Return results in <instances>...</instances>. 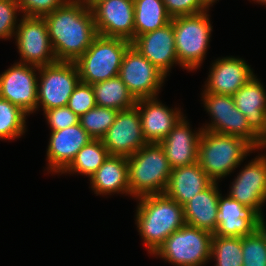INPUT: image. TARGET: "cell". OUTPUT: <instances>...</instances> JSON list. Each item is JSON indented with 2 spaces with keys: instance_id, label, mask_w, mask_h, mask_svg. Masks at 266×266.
<instances>
[{
  "instance_id": "cell-1",
  "label": "cell",
  "mask_w": 266,
  "mask_h": 266,
  "mask_svg": "<svg viewBox=\"0 0 266 266\" xmlns=\"http://www.w3.org/2000/svg\"><path fill=\"white\" fill-rule=\"evenodd\" d=\"M44 19L57 61L75 62L98 35L92 10L83 2L67 1Z\"/></svg>"
},
{
  "instance_id": "cell-2",
  "label": "cell",
  "mask_w": 266,
  "mask_h": 266,
  "mask_svg": "<svg viewBox=\"0 0 266 266\" xmlns=\"http://www.w3.org/2000/svg\"><path fill=\"white\" fill-rule=\"evenodd\" d=\"M136 225L148 253L151 255L185 223L183 207L165 194L136 198Z\"/></svg>"
},
{
  "instance_id": "cell-3",
  "label": "cell",
  "mask_w": 266,
  "mask_h": 266,
  "mask_svg": "<svg viewBox=\"0 0 266 266\" xmlns=\"http://www.w3.org/2000/svg\"><path fill=\"white\" fill-rule=\"evenodd\" d=\"M252 151L254 147L243 138L203 130L198 163L213 182H218L230 175Z\"/></svg>"
},
{
  "instance_id": "cell-4",
  "label": "cell",
  "mask_w": 266,
  "mask_h": 266,
  "mask_svg": "<svg viewBox=\"0 0 266 266\" xmlns=\"http://www.w3.org/2000/svg\"><path fill=\"white\" fill-rule=\"evenodd\" d=\"M130 196L164 194L172 168L159 143H147L127 157Z\"/></svg>"
},
{
  "instance_id": "cell-5",
  "label": "cell",
  "mask_w": 266,
  "mask_h": 266,
  "mask_svg": "<svg viewBox=\"0 0 266 266\" xmlns=\"http://www.w3.org/2000/svg\"><path fill=\"white\" fill-rule=\"evenodd\" d=\"M208 11L171 19L180 66L193 71L202 66L209 47L212 27Z\"/></svg>"
},
{
  "instance_id": "cell-6",
  "label": "cell",
  "mask_w": 266,
  "mask_h": 266,
  "mask_svg": "<svg viewBox=\"0 0 266 266\" xmlns=\"http://www.w3.org/2000/svg\"><path fill=\"white\" fill-rule=\"evenodd\" d=\"M131 45L122 38L97 35L75 64L80 82L94 84L119 75L123 55Z\"/></svg>"
},
{
  "instance_id": "cell-7",
  "label": "cell",
  "mask_w": 266,
  "mask_h": 266,
  "mask_svg": "<svg viewBox=\"0 0 266 266\" xmlns=\"http://www.w3.org/2000/svg\"><path fill=\"white\" fill-rule=\"evenodd\" d=\"M213 233L184 225L152 254L175 266H205L211 259Z\"/></svg>"
},
{
  "instance_id": "cell-8",
  "label": "cell",
  "mask_w": 266,
  "mask_h": 266,
  "mask_svg": "<svg viewBox=\"0 0 266 266\" xmlns=\"http://www.w3.org/2000/svg\"><path fill=\"white\" fill-rule=\"evenodd\" d=\"M38 75L37 109L42 108L43 111L67 106L80 82L75 62L57 61L39 67Z\"/></svg>"
},
{
  "instance_id": "cell-9",
  "label": "cell",
  "mask_w": 266,
  "mask_h": 266,
  "mask_svg": "<svg viewBox=\"0 0 266 266\" xmlns=\"http://www.w3.org/2000/svg\"><path fill=\"white\" fill-rule=\"evenodd\" d=\"M205 110L211 117V123H206L203 130L243 138L254 148L258 135L249 127L247 118L235 106L231 95L202 93Z\"/></svg>"
},
{
  "instance_id": "cell-10",
  "label": "cell",
  "mask_w": 266,
  "mask_h": 266,
  "mask_svg": "<svg viewBox=\"0 0 266 266\" xmlns=\"http://www.w3.org/2000/svg\"><path fill=\"white\" fill-rule=\"evenodd\" d=\"M21 63L42 67L57 62L44 17L24 16L15 32Z\"/></svg>"
},
{
  "instance_id": "cell-11",
  "label": "cell",
  "mask_w": 266,
  "mask_h": 266,
  "mask_svg": "<svg viewBox=\"0 0 266 266\" xmlns=\"http://www.w3.org/2000/svg\"><path fill=\"white\" fill-rule=\"evenodd\" d=\"M118 76L136 100L157 97L167 77L132 45L123 55Z\"/></svg>"
},
{
  "instance_id": "cell-12",
  "label": "cell",
  "mask_w": 266,
  "mask_h": 266,
  "mask_svg": "<svg viewBox=\"0 0 266 266\" xmlns=\"http://www.w3.org/2000/svg\"><path fill=\"white\" fill-rule=\"evenodd\" d=\"M37 71L39 67L14 63L0 74V97L18 106L27 115L34 113L37 110Z\"/></svg>"
},
{
  "instance_id": "cell-13",
  "label": "cell",
  "mask_w": 266,
  "mask_h": 266,
  "mask_svg": "<svg viewBox=\"0 0 266 266\" xmlns=\"http://www.w3.org/2000/svg\"><path fill=\"white\" fill-rule=\"evenodd\" d=\"M101 140L109 154L116 156L129 157L146 145L138 109L118 111L114 123Z\"/></svg>"
},
{
  "instance_id": "cell-14",
  "label": "cell",
  "mask_w": 266,
  "mask_h": 266,
  "mask_svg": "<svg viewBox=\"0 0 266 266\" xmlns=\"http://www.w3.org/2000/svg\"><path fill=\"white\" fill-rule=\"evenodd\" d=\"M91 10L98 35L134 40V0H106Z\"/></svg>"
},
{
  "instance_id": "cell-15",
  "label": "cell",
  "mask_w": 266,
  "mask_h": 266,
  "mask_svg": "<svg viewBox=\"0 0 266 266\" xmlns=\"http://www.w3.org/2000/svg\"><path fill=\"white\" fill-rule=\"evenodd\" d=\"M227 194L239 203L252 207L263 218L266 202V155L259 154L239 171Z\"/></svg>"
},
{
  "instance_id": "cell-16",
  "label": "cell",
  "mask_w": 266,
  "mask_h": 266,
  "mask_svg": "<svg viewBox=\"0 0 266 266\" xmlns=\"http://www.w3.org/2000/svg\"><path fill=\"white\" fill-rule=\"evenodd\" d=\"M265 223V219L252 207L245 206L228 195L223 197L220 194L218 227L214 235L242 238L253 234Z\"/></svg>"
},
{
  "instance_id": "cell-17",
  "label": "cell",
  "mask_w": 266,
  "mask_h": 266,
  "mask_svg": "<svg viewBox=\"0 0 266 266\" xmlns=\"http://www.w3.org/2000/svg\"><path fill=\"white\" fill-rule=\"evenodd\" d=\"M131 45L166 76L174 64H179L172 21L164 27L137 36Z\"/></svg>"
},
{
  "instance_id": "cell-18",
  "label": "cell",
  "mask_w": 266,
  "mask_h": 266,
  "mask_svg": "<svg viewBox=\"0 0 266 266\" xmlns=\"http://www.w3.org/2000/svg\"><path fill=\"white\" fill-rule=\"evenodd\" d=\"M92 139L80 122L62 130L51 131L46 152L48 172L61 174L74 160L78 151Z\"/></svg>"
},
{
  "instance_id": "cell-19",
  "label": "cell",
  "mask_w": 266,
  "mask_h": 266,
  "mask_svg": "<svg viewBox=\"0 0 266 266\" xmlns=\"http://www.w3.org/2000/svg\"><path fill=\"white\" fill-rule=\"evenodd\" d=\"M204 92L233 96L255 74L242 58L226 56L213 62Z\"/></svg>"
},
{
  "instance_id": "cell-20",
  "label": "cell",
  "mask_w": 266,
  "mask_h": 266,
  "mask_svg": "<svg viewBox=\"0 0 266 266\" xmlns=\"http://www.w3.org/2000/svg\"><path fill=\"white\" fill-rule=\"evenodd\" d=\"M157 98L138 99L135 105L147 143H160L184 116L181 108L166 107Z\"/></svg>"
},
{
  "instance_id": "cell-21",
  "label": "cell",
  "mask_w": 266,
  "mask_h": 266,
  "mask_svg": "<svg viewBox=\"0 0 266 266\" xmlns=\"http://www.w3.org/2000/svg\"><path fill=\"white\" fill-rule=\"evenodd\" d=\"M183 116L159 144L164 149L170 167L188 166L198 162V144L202 128L192 131Z\"/></svg>"
},
{
  "instance_id": "cell-22",
  "label": "cell",
  "mask_w": 266,
  "mask_h": 266,
  "mask_svg": "<svg viewBox=\"0 0 266 266\" xmlns=\"http://www.w3.org/2000/svg\"><path fill=\"white\" fill-rule=\"evenodd\" d=\"M218 182L196 194L183 206L186 225L207 230L214 234L218 227Z\"/></svg>"
},
{
  "instance_id": "cell-23",
  "label": "cell",
  "mask_w": 266,
  "mask_h": 266,
  "mask_svg": "<svg viewBox=\"0 0 266 266\" xmlns=\"http://www.w3.org/2000/svg\"><path fill=\"white\" fill-rule=\"evenodd\" d=\"M212 182L196 162L192 165L173 168L164 194L183 207Z\"/></svg>"
},
{
  "instance_id": "cell-24",
  "label": "cell",
  "mask_w": 266,
  "mask_h": 266,
  "mask_svg": "<svg viewBox=\"0 0 266 266\" xmlns=\"http://www.w3.org/2000/svg\"><path fill=\"white\" fill-rule=\"evenodd\" d=\"M257 76H253L234 95L235 106L246 116L249 127L259 135L266 121V91Z\"/></svg>"
},
{
  "instance_id": "cell-25",
  "label": "cell",
  "mask_w": 266,
  "mask_h": 266,
  "mask_svg": "<svg viewBox=\"0 0 266 266\" xmlns=\"http://www.w3.org/2000/svg\"><path fill=\"white\" fill-rule=\"evenodd\" d=\"M89 180L97 195H130L127 157L109 155Z\"/></svg>"
},
{
  "instance_id": "cell-26",
  "label": "cell",
  "mask_w": 266,
  "mask_h": 266,
  "mask_svg": "<svg viewBox=\"0 0 266 266\" xmlns=\"http://www.w3.org/2000/svg\"><path fill=\"white\" fill-rule=\"evenodd\" d=\"M97 106L117 111L135 107L137 100L119 76L92 84Z\"/></svg>"
},
{
  "instance_id": "cell-27",
  "label": "cell",
  "mask_w": 266,
  "mask_h": 266,
  "mask_svg": "<svg viewBox=\"0 0 266 266\" xmlns=\"http://www.w3.org/2000/svg\"><path fill=\"white\" fill-rule=\"evenodd\" d=\"M162 0H134V39L171 22Z\"/></svg>"
},
{
  "instance_id": "cell-28",
  "label": "cell",
  "mask_w": 266,
  "mask_h": 266,
  "mask_svg": "<svg viewBox=\"0 0 266 266\" xmlns=\"http://www.w3.org/2000/svg\"><path fill=\"white\" fill-rule=\"evenodd\" d=\"M109 155L101 139H92L78 151L74 160L61 174L77 173L90 178Z\"/></svg>"
},
{
  "instance_id": "cell-29",
  "label": "cell",
  "mask_w": 266,
  "mask_h": 266,
  "mask_svg": "<svg viewBox=\"0 0 266 266\" xmlns=\"http://www.w3.org/2000/svg\"><path fill=\"white\" fill-rule=\"evenodd\" d=\"M242 254V238L213 234L210 259L215 261V266H243Z\"/></svg>"
},
{
  "instance_id": "cell-30",
  "label": "cell",
  "mask_w": 266,
  "mask_h": 266,
  "mask_svg": "<svg viewBox=\"0 0 266 266\" xmlns=\"http://www.w3.org/2000/svg\"><path fill=\"white\" fill-rule=\"evenodd\" d=\"M26 116L18 106L0 97V140H14L25 134Z\"/></svg>"
},
{
  "instance_id": "cell-31",
  "label": "cell",
  "mask_w": 266,
  "mask_h": 266,
  "mask_svg": "<svg viewBox=\"0 0 266 266\" xmlns=\"http://www.w3.org/2000/svg\"><path fill=\"white\" fill-rule=\"evenodd\" d=\"M117 114V110L96 105L79 117V122L93 139H101L114 123Z\"/></svg>"
},
{
  "instance_id": "cell-32",
  "label": "cell",
  "mask_w": 266,
  "mask_h": 266,
  "mask_svg": "<svg viewBox=\"0 0 266 266\" xmlns=\"http://www.w3.org/2000/svg\"><path fill=\"white\" fill-rule=\"evenodd\" d=\"M243 266H266V223L242 237Z\"/></svg>"
},
{
  "instance_id": "cell-33",
  "label": "cell",
  "mask_w": 266,
  "mask_h": 266,
  "mask_svg": "<svg viewBox=\"0 0 266 266\" xmlns=\"http://www.w3.org/2000/svg\"><path fill=\"white\" fill-rule=\"evenodd\" d=\"M19 13V14H17ZM16 0H0V39H10L15 36L20 15Z\"/></svg>"
},
{
  "instance_id": "cell-34",
  "label": "cell",
  "mask_w": 266,
  "mask_h": 266,
  "mask_svg": "<svg viewBox=\"0 0 266 266\" xmlns=\"http://www.w3.org/2000/svg\"><path fill=\"white\" fill-rule=\"evenodd\" d=\"M78 117L96 106L92 85L79 82L67 105Z\"/></svg>"
},
{
  "instance_id": "cell-35",
  "label": "cell",
  "mask_w": 266,
  "mask_h": 266,
  "mask_svg": "<svg viewBox=\"0 0 266 266\" xmlns=\"http://www.w3.org/2000/svg\"><path fill=\"white\" fill-rule=\"evenodd\" d=\"M24 16L44 17L62 7L68 0H16Z\"/></svg>"
},
{
  "instance_id": "cell-36",
  "label": "cell",
  "mask_w": 266,
  "mask_h": 266,
  "mask_svg": "<svg viewBox=\"0 0 266 266\" xmlns=\"http://www.w3.org/2000/svg\"><path fill=\"white\" fill-rule=\"evenodd\" d=\"M167 13L177 16L195 15L209 10L204 0H162Z\"/></svg>"
},
{
  "instance_id": "cell-37",
  "label": "cell",
  "mask_w": 266,
  "mask_h": 266,
  "mask_svg": "<svg viewBox=\"0 0 266 266\" xmlns=\"http://www.w3.org/2000/svg\"><path fill=\"white\" fill-rule=\"evenodd\" d=\"M44 115L51 131L62 130L79 123V117L68 106L45 110Z\"/></svg>"
},
{
  "instance_id": "cell-38",
  "label": "cell",
  "mask_w": 266,
  "mask_h": 266,
  "mask_svg": "<svg viewBox=\"0 0 266 266\" xmlns=\"http://www.w3.org/2000/svg\"><path fill=\"white\" fill-rule=\"evenodd\" d=\"M261 148L266 149V121H265L264 129L262 130V132L257 137V144H256V147L254 149L259 150Z\"/></svg>"
},
{
  "instance_id": "cell-39",
  "label": "cell",
  "mask_w": 266,
  "mask_h": 266,
  "mask_svg": "<svg viewBox=\"0 0 266 266\" xmlns=\"http://www.w3.org/2000/svg\"><path fill=\"white\" fill-rule=\"evenodd\" d=\"M106 0H83L82 2L90 9H92L97 3H100Z\"/></svg>"
},
{
  "instance_id": "cell-40",
  "label": "cell",
  "mask_w": 266,
  "mask_h": 266,
  "mask_svg": "<svg viewBox=\"0 0 266 266\" xmlns=\"http://www.w3.org/2000/svg\"><path fill=\"white\" fill-rule=\"evenodd\" d=\"M217 0H204L205 4L208 7H211L213 5V3H215Z\"/></svg>"
},
{
  "instance_id": "cell-41",
  "label": "cell",
  "mask_w": 266,
  "mask_h": 266,
  "mask_svg": "<svg viewBox=\"0 0 266 266\" xmlns=\"http://www.w3.org/2000/svg\"><path fill=\"white\" fill-rule=\"evenodd\" d=\"M257 2L258 4L260 3L261 5H266V0H253Z\"/></svg>"
},
{
  "instance_id": "cell-42",
  "label": "cell",
  "mask_w": 266,
  "mask_h": 266,
  "mask_svg": "<svg viewBox=\"0 0 266 266\" xmlns=\"http://www.w3.org/2000/svg\"><path fill=\"white\" fill-rule=\"evenodd\" d=\"M68 1L82 2L83 0H68Z\"/></svg>"
}]
</instances>
